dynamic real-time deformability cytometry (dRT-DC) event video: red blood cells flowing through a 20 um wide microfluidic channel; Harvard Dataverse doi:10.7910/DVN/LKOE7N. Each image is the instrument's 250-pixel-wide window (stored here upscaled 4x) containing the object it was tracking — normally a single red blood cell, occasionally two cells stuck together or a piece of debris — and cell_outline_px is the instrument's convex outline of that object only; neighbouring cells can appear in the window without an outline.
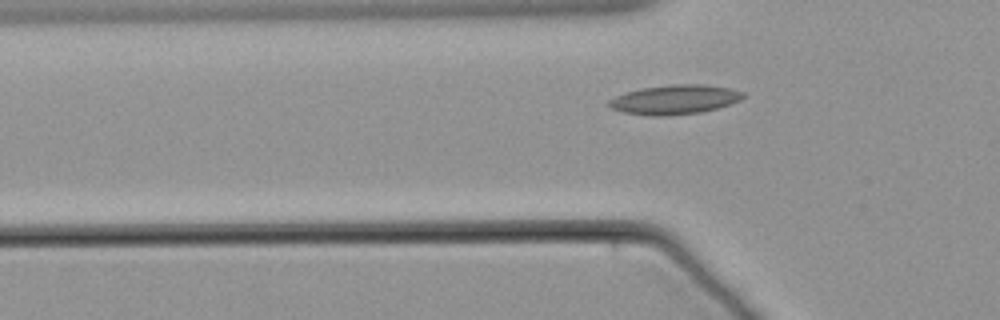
{"species": "common noctule bat (a hibernating species)", "species_latin": "Nyctalus noctula", "temperature_condition": "warm", "stored_images_in_passage": 45, "camera_frame_rate_fps": 3000, "um_per_image_px": 0.085, "animal": {"sex": "male", "body_mass_g": 21.5, "forearm_length_mm": 52.0}, "frame": {"image": 1, "passage_image": 11, "time_ms": 3.333, "image_size_px": [1000, 320], "cell_outline_px": [[744, 96], [740, 100], [716, 108], [700, 112], [668, 116], [652, 116], [624, 112], [612, 108], [604, 104], [608, 100], [624, 92], [640, 88], [672, 84], [704, 84], [728, 88], [744, 92]], "centroid_in_image_um": [57.29, 8.46], "position_along_channel_um": 68.5, "area_um2": 23.0}}
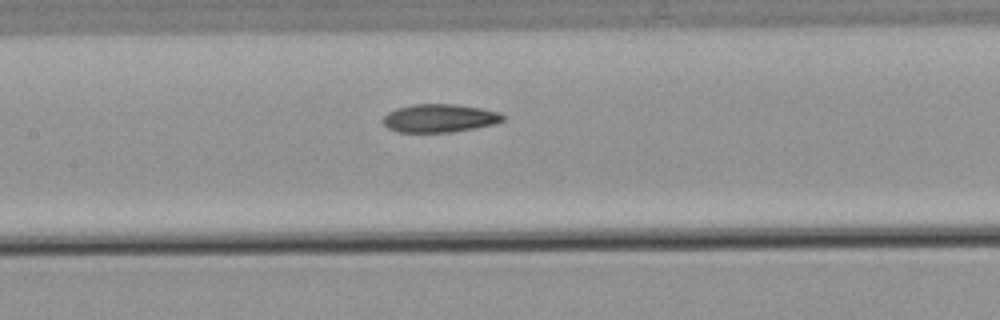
{"frame": {"image": 2, "passage_image": 20, "time_ms": 6.333, "image_size_px": [1000, 320], "cell_outline_px": [[504, 120], [496, 124], [448, 132], [396, 132], [388, 128], [380, 120], [388, 112], [396, 108], [412, 104], [456, 104], [480, 108], [500, 112], [504, 116]], "centroid_in_image_um": [37.33, 10.04], "position_along_channel_um": 170.1, "area_um2": 19.77}}
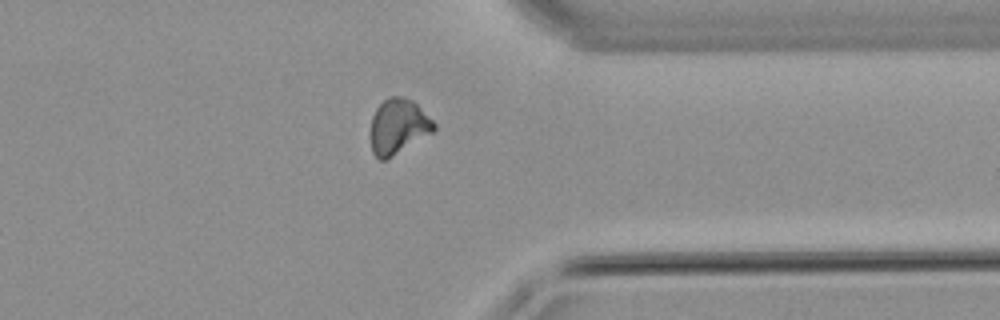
{"frame": {"image": 3, "passage_image": 39, "time_ms": 12.667, "image_size_px": [1000, 320], "cell_outline_px": [[436, 128], [432, 132], [392, 156], [384, 160], [380, 160], [372, 152], [368, 136], [368, 132], [372, 116], [376, 108], [388, 96], [400, 96], [412, 100], [436, 124]], "centroid_in_image_um": [33.78, 10.75], "position_along_channel_um": 377.6, "area_um2": 20.4}}